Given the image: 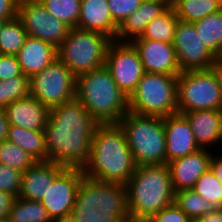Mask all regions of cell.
Here are the masks:
<instances>
[{"label": "cell", "mask_w": 222, "mask_h": 222, "mask_svg": "<svg viewBox=\"0 0 222 222\" xmlns=\"http://www.w3.org/2000/svg\"><path fill=\"white\" fill-rule=\"evenodd\" d=\"M99 125L76 98L51 108L43 130L47 161L83 169L89 161L92 138Z\"/></svg>", "instance_id": "6da1fadb"}, {"label": "cell", "mask_w": 222, "mask_h": 222, "mask_svg": "<svg viewBox=\"0 0 222 222\" xmlns=\"http://www.w3.org/2000/svg\"><path fill=\"white\" fill-rule=\"evenodd\" d=\"M124 131L118 123L100 124L92 138L84 176L100 182L126 184L136 169Z\"/></svg>", "instance_id": "7a4b0ae2"}, {"label": "cell", "mask_w": 222, "mask_h": 222, "mask_svg": "<svg viewBox=\"0 0 222 222\" xmlns=\"http://www.w3.org/2000/svg\"><path fill=\"white\" fill-rule=\"evenodd\" d=\"M125 186L131 221L145 222L174 203L175 191L168 164L137 166Z\"/></svg>", "instance_id": "3957f363"}, {"label": "cell", "mask_w": 222, "mask_h": 222, "mask_svg": "<svg viewBox=\"0 0 222 222\" xmlns=\"http://www.w3.org/2000/svg\"><path fill=\"white\" fill-rule=\"evenodd\" d=\"M71 215L77 222H130L126 186L84 176Z\"/></svg>", "instance_id": "277c9868"}, {"label": "cell", "mask_w": 222, "mask_h": 222, "mask_svg": "<svg viewBox=\"0 0 222 222\" xmlns=\"http://www.w3.org/2000/svg\"><path fill=\"white\" fill-rule=\"evenodd\" d=\"M75 98L100 123H118L129 111V97L104 65L76 77Z\"/></svg>", "instance_id": "5b68a950"}, {"label": "cell", "mask_w": 222, "mask_h": 222, "mask_svg": "<svg viewBox=\"0 0 222 222\" xmlns=\"http://www.w3.org/2000/svg\"><path fill=\"white\" fill-rule=\"evenodd\" d=\"M118 124L124 131L136 166L166 164L163 117L128 111Z\"/></svg>", "instance_id": "8992f818"}, {"label": "cell", "mask_w": 222, "mask_h": 222, "mask_svg": "<svg viewBox=\"0 0 222 222\" xmlns=\"http://www.w3.org/2000/svg\"><path fill=\"white\" fill-rule=\"evenodd\" d=\"M178 75L145 72L129 97V111L167 117L178 113Z\"/></svg>", "instance_id": "52a82bcc"}, {"label": "cell", "mask_w": 222, "mask_h": 222, "mask_svg": "<svg viewBox=\"0 0 222 222\" xmlns=\"http://www.w3.org/2000/svg\"><path fill=\"white\" fill-rule=\"evenodd\" d=\"M112 40L105 34L71 28L57 49L58 59L76 76L105 65L106 51Z\"/></svg>", "instance_id": "ba28073f"}, {"label": "cell", "mask_w": 222, "mask_h": 222, "mask_svg": "<svg viewBox=\"0 0 222 222\" xmlns=\"http://www.w3.org/2000/svg\"><path fill=\"white\" fill-rule=\"evenodd\" d=\"M178 113L222 110V89L215 74L208 70L181 72L177 78Z\"/></svg>", "instance_id": "9c48e42d"}, {"label": "cell", "mask_w": 222, "mask_h": 222, "mask_svg": "<svg viewBox=\"0 0 222 222\" xmlns=\"http://www.w3.org/2000/svg\"><path fill=\"white\" fill-rule=\"evenodd\" d=\"M76 75L58 58L30 78V95L49 109L75 99Z\"/></svg>", "instance_id": "30bf717a"}, {"label": "cell", "mask_w": 222, "mask_h": 222, "mask_svg": "<svg viewBox=\"0 0 222 222\" xmlns=\"http://www.w3.org/2000/svg\"><path fill=\"white\" fill-rule=\"evenodd\" d=\"M17 18L21 21L28 36L46 41L57 49L71 29L47 12L39 0H19Z\"/></svg>", "instance_id": "8fae6325"}, {"label": "cell", "mask_w": 222, "mask_h": 222, "mask_svg": "<svg viewBox=\"0 0 222 222\" xmlns=\"http://www.w3.org/2000/svg\"><path fill=\"white\" fill-rule=\"evenodd\" d=\"M105 66L127 97L136 90L145 73L138 51L130 42L112 40L106 51Z\"/></svg>", "instance_id": "7c38bea8"}, {"label": "cell", "mask_w": 222, "mask_h": 222, "mask_svg": "<svg viewBox=\"0 0 222 222\" xmlns=\"http://www.w3.org/2000/svg\"><path fill=\"white\" fill-rule=\"evenodd\" d=\"M173 47L181 72L208 70L216 57L202 42L194 24L190 22L179 20Z\"/></svg>", "instance_id": "4fadbf2b"}, {"label": "cell", "mask_w": 222, "mask_h": 222, "mask_svg": "<svg viewBox=\"0 0 222 222\" xmlns=\"http://www.w3.org/2000/svg\"><path fill=\"white\" fill-rule=\"evenodd\" d=\"M84 177L80 168H64L40 200L51 219L71 215L79 184Z\"/></svg>", "instance_id": "5bb4252c"}, {"label": "cell", "mask_w": 222, "mask_h": 222, "mask_svg": "<svg viewBox=\"0 0 222 222\" xmlns=\"http://www.w3.org/2000/svg\"><path fill=\"white\" fill-rule=\"evenodd\" d=\"M132 45L138 51L145 72L179 75L181 73L173 44L134 39Z\"/></svg>", "instance_id": "9a60e30c"}, {"label": "cell", "mask_w": 222, "mask_h": 222, "mask_svg": "<svg viewBox=\"0 0 222 222\" xmlns=\"http://www.w3.org/2000/svg\"><path fill=\"white\" fill-rule=\"evenodd\" d=\"M214 152L211 149L200 148L194 153L168 162L174 191L193 189L197 179L210 169Z\"/></svg>", "instance_id": "2e32d148"}, {"label": "cell", "mask_w": 222, "mask_h": 222, "mask_svg": "<svg viewBox=\"0 0 222 222\" xmlns=\"http://www.w3.org/2000/svg\"><path fill=\"white\" fill-rule=\"evenodd\" d=\"M166 140V164L200 149L187 118L180 113L163 117Z\"/></svg>", "instance_id": "e0dca14e"}, {"label": "cell", "mask_w": 222, "mask_h": 222, "mask_svg": "<svg viewBox=\"0 0 222 222\" xmlns=\"http://www.w3.org/2000/svg\"><path fill=\"white\" fill-rule=\"evenodd\" d=\"M183 115L189 121L199 147L218 151L222 136V110H197Z\"/></svg>", "instance_id": "ac0fdd59"}, {"label": "cell", "mask_w": 222, "mask_h": 222, "mask_svg": "<svg viewBox=\"0 0 222 222\" xmlns=\"http://www.w3.org/2000/svg\"><path fill=\"white\" fill-rule=\"evenodd\" d=\"M9 125L34 131L44 130L50 109L33 96L13 101L4 108Z\"/></svg>", "instance_id": "d6986e66"}, {"label": "cell", "mask_w": 222, "mask_h": 222, "mask_svg": "<svg viewBox=\"0 0 222 222\" xmlns=\"http://www.w3.org/2000/svg\"><path fill=\"white\" fill-rule=\"evenodd\" d=\"M65 167L52 161H37L32 167L22 172L18 197L40 201L48 186Z\"/></svg>", "instance_id": "ffe728a7"}, {"label": "cell", "mask_w": 222, "mask_h": 222, "mask_svg": "<svg viewBox=\"0 0 222 222\" xmlns=\"http://www.w3.org/2000/svg\"><path fill=\"white\" fill-rule=\"evenodd\" d=\"M170 7V0H144L120 26L115 37L118 42H132L142 36L146 25Z\"/></svg>", "instance_id": "44dd1931"}, {"label": "cell", "mask_w": 222, "mask_h": 222, "mask_svg": "<svg viewBox=\"0 0 222 222\" xmlns=\"http://www.w3.org/2000/svg\"><path fill=\"white\" fill-rule=\"evenodd\" d=\"M78 29L99 32L115 40L119 26L113 21L108 0H81Z\"/></svg>", "instance_id": "7402d4cb"}, {"label": "cell", "mask_w": 222, "mask_h": 222, "mask_svg": "<svg viewBox=\"0 0 222 222\" xmlns=\"http://www.w3.org/2000/svg\"><path fill=\"white\" fill-rule=\"evenodd\" d=\"M16 57L22 73L32 78L58 58V51L46 41L28 36Z\"/></svg>", "instance_id": "603a6c76"}, {"label": "cell", "mask_w": 222, "mask_h": 222, "mask_svg": "<svg viewBox=\"0 0 222 222\" xmlns=\"http://www.w3.org/2000/svg\"><path fill=\"white\" fill-rule=\"evenodd\" d=\"M6 140L20 146L37 161H47L44 131L9 125Z\"/></svg>", "instance_id": "cb8c5ba5"}, {"label": "cell", "mask_w": 222, "mask_h": 222, "mask_svg": "<svg viewBox=\"0 0 222 222\" xmlns=\"http://www.w3.org/2000/svg\"><path fill=\"white\" fill-rule=\"evenodd\" d=\"M170 6L180 21L190 23L216 13L222 8L215 0H170Z\"/></svg>", "instance_id": "d4e9b609"}, {"label": "cell", "mask_w": 222, "mask_h": 222, "mask_svg": "<svg viewBox=\"0 0 222 222\" xmlns=\"http://www.w3.org/2000/svg\"><path fill=\"white\" fill-rule=\"evenodd\" d=\"M193 24L202 42L217 56L222 48V8Z\"/></svg>", "instance_id": "484cf974"}, {"label": "cell", "mask_w": 222, "mask_h": 222, "mask_svg": "<svg viewBox=\"0 0 222 222\" xmlns=\"http://www.w3.org/2000/svg\"><path fill=\"white\" fill-rule=\"evenodd\" d=\"M179 19L170 6L162 15L146 25L141 37L136 39H151L173 44Z\"/></svg>", "instance_id": "4316f807"}, {"label": "cell", "mask_w": 222, "mask_h": 222, "mask_svg": "<svg viewBox=\"0 0 222 222\" xmlns=\"http://www.w3.org/2000/svg\"><path fill=\"white\" fill-rule=\"evenodd\" d=\"M8 222H51L47 209L40 201L15 198L9 210Z\"/></svg>", "instance_id": "83f0119b"}, {"label": "cell", "mask_w": 222, "mask_h": 222, "mask_svg": "<svg viewBox=\"0 0 222 222\" xmlns=\"http://www.w3.org/2000/svg\"><path fill=\"white\" fill-rule=\"evenodd\" d=\"M174 203L192 222L215 210L214 206L207 199L200 196L193 189L175 192Z\"/></svg>", "instance_id": "f1b7e54d"}, {"label": "cell", "mask_w": 222, "mask_h": 222, "mask_svg": "<svg viewBox=\"0 0 222 222\" xmlns=\"http://www.w3.org/2000/svg\"><path fill=\"white\" fill-rule=\"evenodd\" d=\"M27 37L28 34L17 17L6 21L0 32V54L16 56Z\"/></svg>", "instance_id": "f546056e"}, {"label": "cell", "mask_w": 222, "mask_h": 222, "mask_svg": "<svg viewBox=\"0 0 222 222\" xmlns=\"http://www.w3.org/2000/svg\"><path fill=\"white\" fill-rule=\"evenodd\" d=\"M52 16L70 28H76L81 10V0H39Z\"/></svg>", "instance_id": "4dcf8cb0"}, {"label": "cell", "mask_w": 222, "mask_h": 222, "mask_svg": "<svg viewBox=\"0 0 222 222\" xmlns=\"http://www.w3.org/2000/svg\"><path fill=\"white\" fill-rule=\"evenodd\" d=\"M36 162V159L13 142L8 140L0 142V164L18 169L21 172H25Z\"/></svg>", "instance_id": "1f68e13d"}, {"label": "cell", "mask_w": 222, "mask_h": 222, "mask_svg": "<svg viewBox=\"0 0 222 222\" xmlns=\"http://www.w3.org/2000/svg\"><path fill=\"white\" fill-rule=\"evenodd\" d=\"M30 95V78L14 76L9 80H0V108H5L13 101Z\"/></svg>", "instance_id": "d6a6232c"}, {"label": "cell", "mask_w": 222, "mask_h": 222, "mask_svg": "<svg viewBox=\"0 0 222 222\" xmlns=\"http://www.w3.org/2000/svg\"><path fill=\"white\" fill-rule=\"evenodd\" d=\"M193 190L207 199L215 209H222V184L210 169L197 179Z\"/></svg>", "instance_id": "836d02e7"}, {"label": "cell", "mask_w": 222, "mask_h": 222, "mask_svg": "<svg viewBox=\"0 0 222 222\" xmlns=\"http://www.w3.org/2000/svg\"><path fill=\"white\" fill-rule=\"evenodd\" d=\"M22 172L10 166L0 164V191L18 197Z\"/></svg>", "instance_id": "e575fe53"}, {"label": "cell", "mask_w": 222, "mask_h": 222, "mask_svg": "<svg viewBox=\"0 0 222 222\" xmlns=\"http://www.w3.org/2000/svg\"><path fill=\"white\" fill-rule=\"evenodd\" d=\"M144 0H108L113 21L120 26Z\"/></svg>", "instance_id": "d590c367"}, {"label": "cell", "mask_w": 222, "mask_h": 222, "mask_svg": "<svg viewBox=\"0 0 222 222\" xmlns=\"http://www.w3.org/2000/svg\"><path fill=\"white\" fill-rule=\"evenodd\" d=\"M145 222H192L187 215L175 204L172 203L163 208Z\"/></svg>", "instance_id": "8d00e7d4"}, {"label": "cell", "mask_w": 222, "mask_h": 222, "mask_svg": "<svg viewBox=\"0 0 222 222\" xmlns=\"http://www.w3.org/2000/svg\"><path fill=\"white\" fill-rule=\"evenodd\" d=\"M14 76H25L16 56L0 54V80H9Z\"/></svg>", "instance_id": "74e56055"}, {"label": "cell", "mask_w": 222, "mask_h": 222, "mask_svg": "<svg viewBox=\"0 0 222 222\" xmlns=\"http://www.w3.org/2000/svg\"><path fill=\"white\" fill-rule=\"evenodd\" d=\"M19 0H0V19L9 21L17 17Z\"/></svg>", "instance_id": "f35d334b"}, {"label": "cell", "mask_w": 222, "mask_h": 222, "mask_svg": "<svg viewBox=\"0 0 222 222\" xmlns=\"http://www.w3.org/2000/svg\"><path fill=\"white\" fill-rule=\"evenodd\" d=\"M15 197L0 191V220H6Z\"/></svg>", "instance_id": "ab89813d"}, {"label": "cell", "mask_w": 222, "mask_h": 222, "mask_svg": "<svg viewBox=\"0 0 222 222\" xmlns=\"http://www.w3.org/2000/svg\"><path fill=\"white\" fill-rule=\"evenodd\" d=\"M210 170L222 184V155L216 151L211 157Z\"/></svg>", "instance_id": "60d3db41"}, {"label": "cell", "mask_w": 222, "mask_h": 222, "mask_svg": "<svg viewBox=\"0 0 222 222\" xmlns=\"http://www.w3.org/2000/svg\"><path fill=\"white\" fill-rule=\"evenodd\" d=\"M193 222H222V209L214 211L195 219Z\"/></svg>", "instance_id": "b9f144b4"}, {"label": "cell", "mask_w": 222, "mask_h": 222, "mask_svg": "<svg viewBox=\"0 0 222 222\" xmlns=\"http://www.w3.org/2000/svg\"><path fill=\"white\" fill-rule=\"evenodd\" d=\"M9 121L7 119L5 110L0 108V142L6 140Z\"/></svg>", "instance_id": "7bdbcfd3"}, {"label": "cell", "mask_w": 222, "mask_h": 222, "mask_svg": "<svg viewBox=\"0 0 222 222\" xmlns=\"http://www.w3.org/2000/svg\"><path fill=\"white\" fill-rule=\"evenodd\" d=\"M210 69L215 74L217 82L222 89V60L215 57Z\"/></svg>", "instance_id": "ee69618b"}, {"label": "cell", "mask_w": 222, "mask_h": 222, "mask_svg": "<svg viewBox=\"0 0 222 222\" xmlns=\"http://www.w3.org/2000/svg\"><path fill=\"white\" fill-rule=\"evenodd\" d=\"M51 222H77L72 215L52 219Z\"/></svg>", "instance_id": "f6af8a7d"}, {"label": "cell", "mask_w": 222, "mask_h": 222, "mask_svg": "<svg viewBox=\"0 0 222 222\" xmlns=\"http://www.w3.org/2000/svg\"><path fill=\"white\" fill-rule=\"evenodd\" d=\"M5 22L6 20L0 19V32L2 31V28Z\"/></svg>", "instance_id": "bcb514c9"}, {"label": "cell", "mask_w": 222, "mask_h": 222, "mask_svg": "<svg viewBox=\"0 0 222 222\" xmlns=\"http://www.w3.org/2000/svg\"><path fill=\"white\" fill-rule=\"evenodd\" d=\"M216 57H217L218 59L222 60V48H221L219 54H218Z\"/></svg>", "instance_id": "7dc6e473"}, {"label": "cell", "mask_w": 222, "mask_h": 222, "mask_svg": "<svg viewBox=\"0 0 222 222\" xmlns=\"http://www.w3.org/2000/svg\"><path fill=\"white\" fill-rule=\"evenodd\" d=\"M222 136H221V144H220V148L218 149V151H216V152H218V153H220L221 155H222V152H221V150H222Z\"/></svg>", "instance_id": "c3c4849f"}, {"label": "cell", "mask_w": 222, "mask_h": 222, "mask_svg": "<svg viewBox=\"0 0 222 222\" xmlns=\"http://www.w3.org/2000/svg\"><path fill=\"white\" fill-rule=\"evenodd\" d=\"M215 1L222 6V0H215Z\"/></svg>", "instance_id": "681fc988"}]
</instances>
